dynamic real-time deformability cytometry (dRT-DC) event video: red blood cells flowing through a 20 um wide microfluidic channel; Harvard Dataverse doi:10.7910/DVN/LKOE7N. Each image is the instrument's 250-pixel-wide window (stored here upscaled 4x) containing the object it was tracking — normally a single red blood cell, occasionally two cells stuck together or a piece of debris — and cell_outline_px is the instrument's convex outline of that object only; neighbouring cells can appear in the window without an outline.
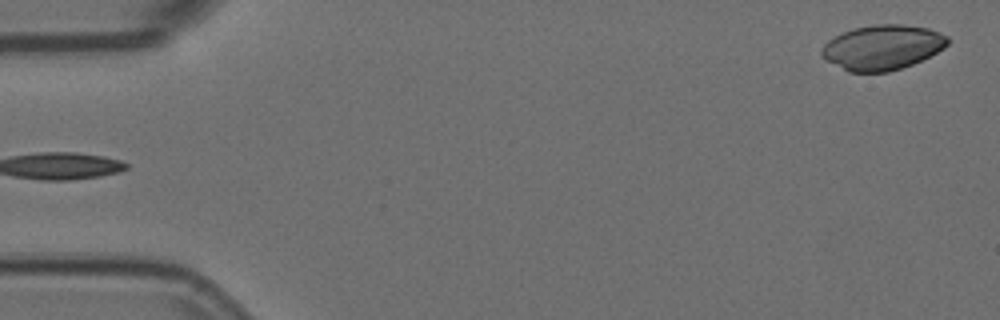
{"species": "Egyptian fruit bat (a non-hibernating species)", "species_latin": "Rousettus aegyptiacus", "temperature_condition": "room temperature", "stored_images_in_passage": 4, "camera_frame_rate_fps": 3000, "um_per_image_px": 0.085, "animal": {"sex": "female"}, "frame": {"image": 1, "passage_image": 4, "time_ms": 1.0, "image_size_px": [1000, 320], "cell_outline_px": [[948, 44], [944, 48], [912, 64], [888, 72], [848, 72], [828, 60], [820, 52], [824, 44], [828, 40], [844, 32], [856, 28], [872, 24], [900, 24], [928, 28], [940, 32], [948, 36]], "centroid_in_image_um": [75.02, 4.02], "position_along_channel_um": 10.0, "area_um2": 32.6}}